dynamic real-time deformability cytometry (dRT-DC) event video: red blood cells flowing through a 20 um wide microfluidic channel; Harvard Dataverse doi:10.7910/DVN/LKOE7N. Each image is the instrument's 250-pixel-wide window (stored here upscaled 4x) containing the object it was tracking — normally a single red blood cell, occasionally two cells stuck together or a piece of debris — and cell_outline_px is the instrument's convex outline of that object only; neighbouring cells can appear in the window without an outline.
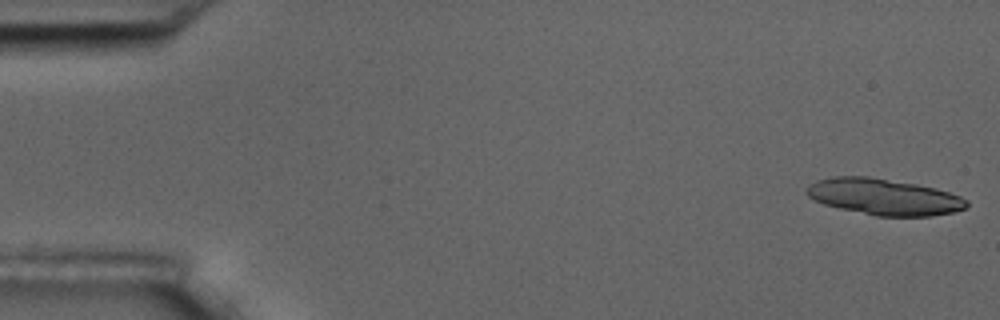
{"species": "common noctule bat (a hibernating species)", "species_latin": "Nyctalus noctula", "temperature_condition": "room temperature", "stored_images_in_passage": 6, "camera_frame_rate_fps": 3000, "um_per_image_px": 0.085, "animal": {"sex": "male", "body_mass_g": 17.5, "forearm_length_mm": 52.3}, "frame": {"image": 1, "passage_image": 1, "time_ms": 0.0, "image_size_px": [1000, 320], "cell_outline_px": [[968, 208], [952, 212], [932, 216], [876, 216], [840, 208], [824, 204], [808, 196], [804, 192], [808, 184], [816, 180], [832, 176], [868, 176], [916, 184], [936, 188], [960, 196], [968, 200]], "centroid_in_image_um": [75.13, 16.72], "position_along_channel_um": 9.9, "area_um2": 33.93}}
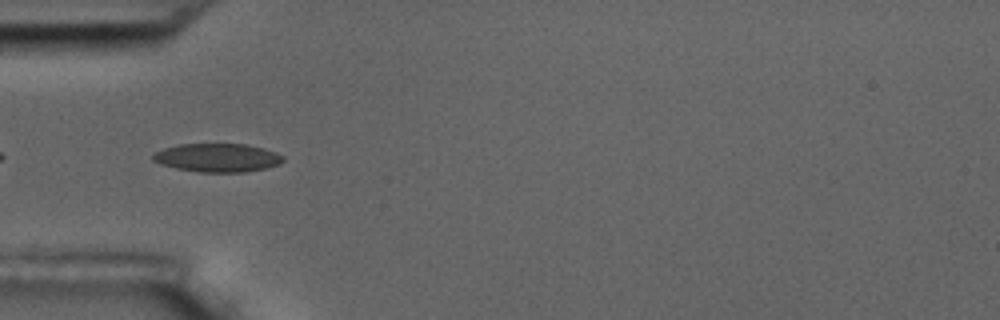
{"frame": {"image": 2, "passage_image": 6, "time_ms": 5.667, "image_size_px": [1000, 320], "cell_outline_px": [[284, 160], [280, 164], [264, 168], [244, 172], [196, 172], [176, 168], [160, 164], [152, 160], [152, 156], [156, 152], [164, 148], [180, 144], [244, 144], [264, 148], [276, 152], [284, 156]], "centroid_in_image_um": [18.49, 13.4], "position_along_channel_um": 66.5, "area_um2": 21.62}}